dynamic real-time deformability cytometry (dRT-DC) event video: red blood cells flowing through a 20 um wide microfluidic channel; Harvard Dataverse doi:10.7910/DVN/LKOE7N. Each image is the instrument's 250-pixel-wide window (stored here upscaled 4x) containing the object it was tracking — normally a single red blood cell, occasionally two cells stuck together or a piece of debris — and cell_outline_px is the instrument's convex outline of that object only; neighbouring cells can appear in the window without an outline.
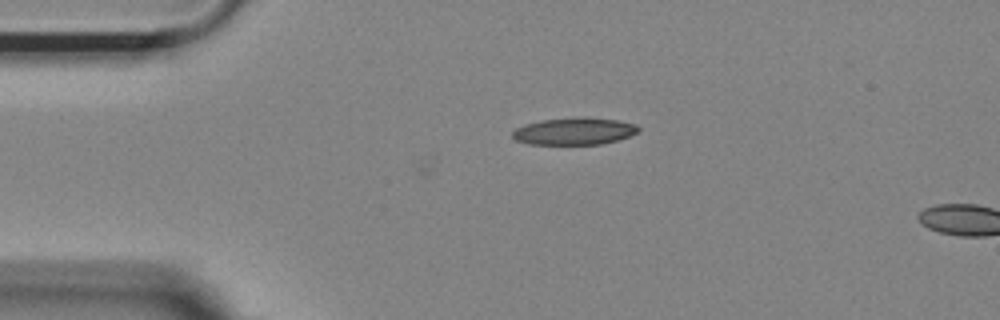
{"species": "Egyptian fruit bat (a non-hibernating species)", "species_latin": "Rousettus aegyptiacus", "temperature_condition": "room temperature", "stored_images_in_passage": 8, "camera_frame_rate_fps": 3000, "um_per_image_px": 0.085, "animal": {"sex": "female"}, "frame": {"image": 1, "passage_image": 8, "time_ms": 2.333, "image_size_px": [1000, 320], "cell_outline_px": [[640, 132], [616, 140], [600, 144], [528, 144], [516, 140], [512, 136], [512, 132], [516, 128], [524, 124], [540, 120], [576, 116], [588, 116], [616, 120], [636, 124], [640, 128]], "centroid_in_image_um": [48.81, 11.13], "position_along_channel_um": 36.2, "area_um2": 20.17}}